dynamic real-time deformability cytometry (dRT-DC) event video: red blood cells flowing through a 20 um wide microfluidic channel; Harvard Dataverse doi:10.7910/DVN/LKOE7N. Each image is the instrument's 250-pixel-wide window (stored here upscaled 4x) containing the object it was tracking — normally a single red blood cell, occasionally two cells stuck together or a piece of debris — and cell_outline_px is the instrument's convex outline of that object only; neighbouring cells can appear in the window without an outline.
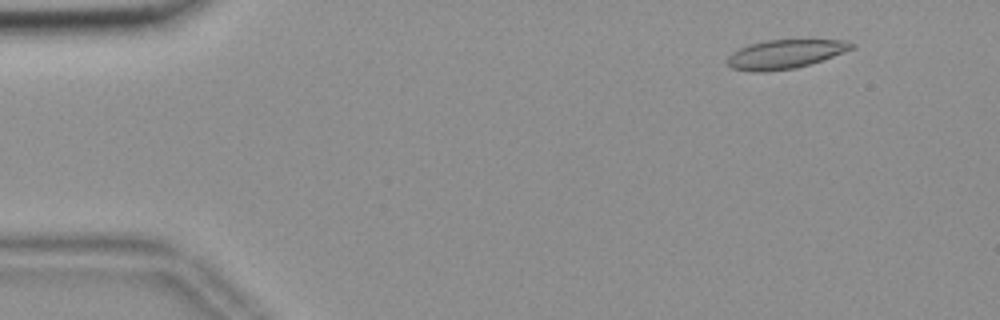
{"species": "common noctule bat (a hibernating species)", "species_latin": "Nyctalus noctula", "temperature_condition": "room temperature", "stored_images_in_passage": 55, "camera_frame_rate_fps": 3000, "um_per_image_px": 0.085, "animal": {"sex": "female", "body_mass_g": 18.4}, "frame": {"image": 1, "passage_image": 6, "time_ms": 1.667, "image_size_px": [1000, 320], "cell_outline_px": [[856, 44], [852, 48], [832, 56], [796, 68], [764, 72], [752, 72], [732, 68], [728, 64], [728, 56], [732, 52], [748, 44], [764, 40], [848, 40]], "centroid_in_image_um": [66.69, 4.6], "position_along_channel_um": 18.3, "area_um2": 20.75}}
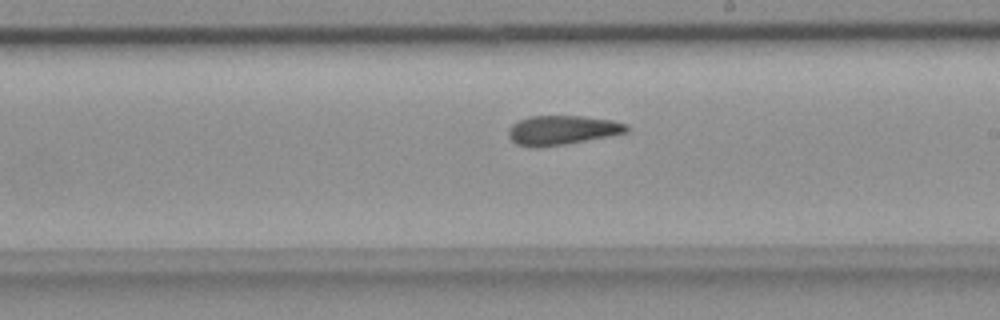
{"frame": {"image": 2, "passage_image": 32, "time_ms": 10.333, "image_size_px": [1000, 320], "cell_outline_px": [[628, 132], [608, 136], [564, 144], [540, 148], [528, 148], [516, 144], [508, 136], [508, 128], [512, 124], [528, 116], [584, 116], [612, 120], [628, 124]], "centroid_in_image_um": [47.74, 11.07], "position_along_channel_um": 241.3, "area_um2": 20.35}}
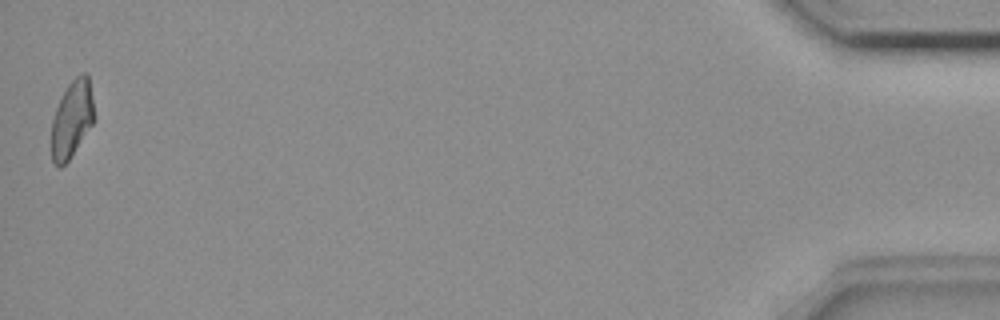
{"frame": {"image": 3, "passage_image": 55, "time_ms": 18.0, "image_size_px": [1000, 320], "cell_outline_px": [[96, 116], [92, 124], [68, 160], [60, 168], [52, 160], [52, 120], [60, 96], [68, 84], [80, 72], [88, 72]], "centroid_in_image_um": [6.13, 10.04], "position_along_channel_um": 429.1, "area_um2": 19.25}, "authors_computed_cell_mechanics": {"area_um2": 20.4612, "velocity_mm_per_s": 3.6841, "shape_relaxation_time_tau1_ms": null, "shape_relaxation_time_tau2_ms": 3.0654, "deformation_change_tau1": null, "deformation_change_tau2": 0.1053}}